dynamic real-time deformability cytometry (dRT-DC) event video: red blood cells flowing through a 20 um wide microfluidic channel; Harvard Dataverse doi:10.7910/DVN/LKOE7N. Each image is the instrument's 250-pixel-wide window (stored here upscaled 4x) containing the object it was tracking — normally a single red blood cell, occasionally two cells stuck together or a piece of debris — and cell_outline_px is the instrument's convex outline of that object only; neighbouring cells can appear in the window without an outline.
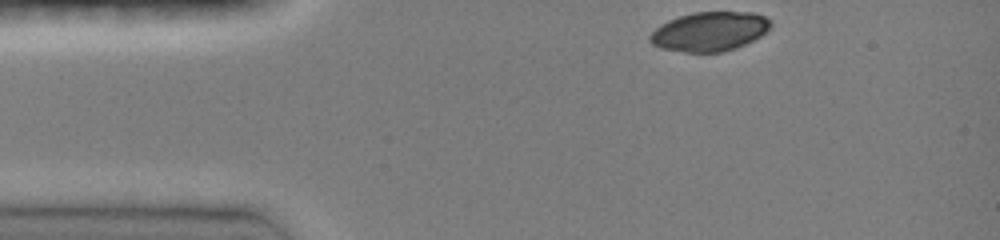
{"species": "common noctule bat (a hibernating species)", "species_latin": "Nyctalus noctula", "temperature_condition": "room temperature", "stored_images_in_passage": 35, "camera_frame_rate_fps": 3000, "um_per_image_px": 0.085, "animal": {"sex": "female", "body_mass_g": 19.0, "forearm_length_mm": 51.5}, "frame": {"image": 1, "passage_image": 1, "time_ms": 0.0, "image_size_px": [1000, 240], "cell_outline_px": [[772, 24], [760, 36], [736, 48], [720, 52], [684, 52], [660, 48], [652, 44], [648, 40], [648, 36], [656, 28], [668, 20], [692, 12], [752, 12], [764, 16], [772, 20]], "centroid_in_image_um": [60.29, 2.67], "position_along_channel_um": 24.7, "area_um2": 27.57}}
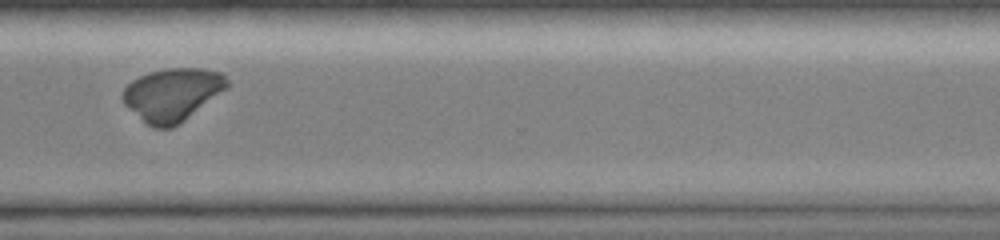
{"frame": {"image": 2, "passage_image": 30, "time_ms": 9.667, "image_size_px": [1000, 240], "cell_outline_px": [[232, 84], [228, 88], [180, 124], [172, 128], [156, 128], [148, 124], [128, 108], [124, 104], [120, 96], [124, 88], [132, 80], [148, 72], [168, 68], [204, 68], [220, 72]], "centroid_in_image_um": [14.67, 8.02], "position_along_channel_um": 355.9, "area_um2": 32.37}}
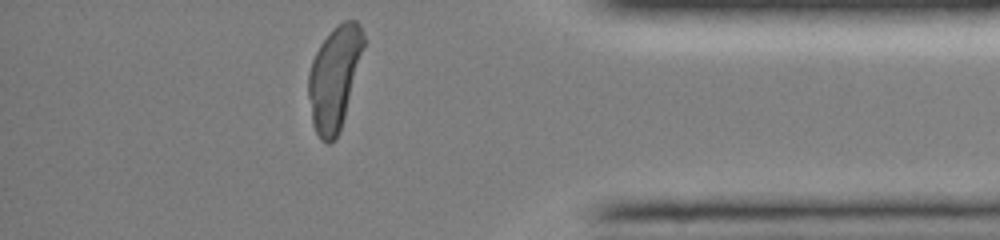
{"frame": {"image": 3, "passage_image": 35, "time_ms": 11.333, "image_size_px": [1000, 240], "cell_outline_px": [[364, 44], [340, 132], [336, 140], [328, 144], [320, 140], [312, 124], [308, 96], [308, 72], [312, 60], [320, 44], [344, 20], [356, 20], [364, 36]], "centroid_in_image_um": [28.39, 6.69], "position_along_channel_um": 406.8, "area_um2": 32.6}}